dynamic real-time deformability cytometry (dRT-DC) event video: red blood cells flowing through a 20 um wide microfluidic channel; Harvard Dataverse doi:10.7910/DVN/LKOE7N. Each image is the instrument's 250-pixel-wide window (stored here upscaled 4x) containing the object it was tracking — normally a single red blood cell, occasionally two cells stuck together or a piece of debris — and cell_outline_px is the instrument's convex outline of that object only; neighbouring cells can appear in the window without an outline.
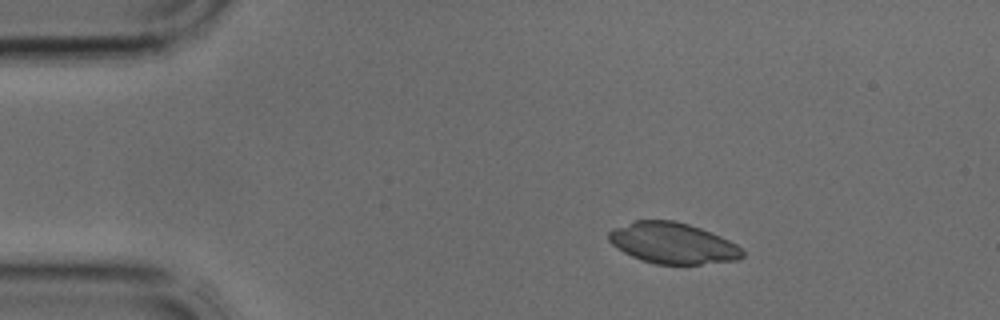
{"species": "common noctule bat (a hibernating species)", "species_latin": "Nyctalus noctula", "temperature_condition": "cold", "stored_images_in_passage": 2, "camera_frame_rate_fps": 3000, "um_per_image_px": 0.085, "animal": {"sex": "male", "body_mass_g": 17.9, "forearm_length_mm": 54.2}, "frame": {"image": 1, "passage_image": 1, "time_ms": 0.0, "image_size_px": [1000, 320], "cell_outline_px": [[744, 256], [736, 260], [700, 264], [656, 264], [640, 260], [624, 252], [612, 244], [608, 240], [608, 232], [612, 228], [636, 220], [672, 220], [688, 224], [700, 228], [720, 236], [736, 244], [744, 252]], "centroid_in_image_um": [57.15, 20.67], "position_along_channel_um": 27.8, "area_um2": 31.79}}